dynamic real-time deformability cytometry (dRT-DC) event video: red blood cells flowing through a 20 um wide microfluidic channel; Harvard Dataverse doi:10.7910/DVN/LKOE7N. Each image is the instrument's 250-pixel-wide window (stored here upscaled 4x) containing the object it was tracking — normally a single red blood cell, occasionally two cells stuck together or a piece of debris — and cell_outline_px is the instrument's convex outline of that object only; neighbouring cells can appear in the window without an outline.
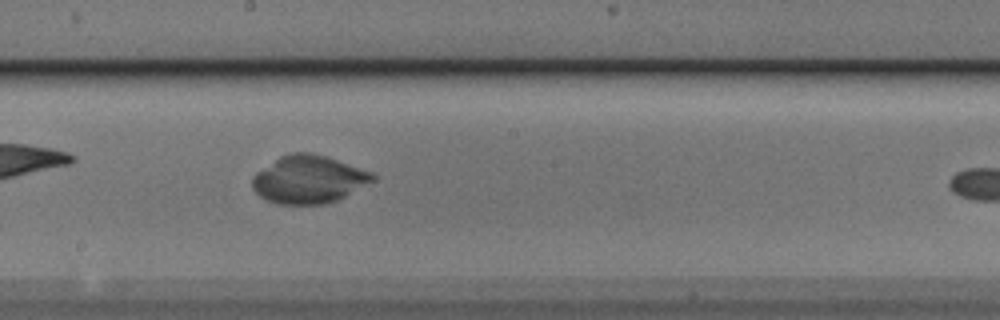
{"species": "Egyptian fruit bat (a non-hibernating species)", "species_latin": "Rousettus aegyptiacus", "temperature_condition": "cold", "stored_images_in_passage": 30, "camera_frame_rate_fps": 3000, "um_per_image_px": 0.085, "animal": {"sex": "male"}, "frame": {"image": 1, "passage_image": 13, "time_ms": 4.0, "image_size_px": [1000, 320], "cell_outline_px": [[376, 180], [336, 200], [324, 204], [276, 204], [260, 196], [252, 188], [252, 176], [256, 172], [280, 156], [292, 152], [308, 152], [324, 156], [372, 172], [376, 176]], "centroid_in_image_um": [26.21, 15.25], "position_along_channel_um": 222.0, "area_um2": 33.29}}